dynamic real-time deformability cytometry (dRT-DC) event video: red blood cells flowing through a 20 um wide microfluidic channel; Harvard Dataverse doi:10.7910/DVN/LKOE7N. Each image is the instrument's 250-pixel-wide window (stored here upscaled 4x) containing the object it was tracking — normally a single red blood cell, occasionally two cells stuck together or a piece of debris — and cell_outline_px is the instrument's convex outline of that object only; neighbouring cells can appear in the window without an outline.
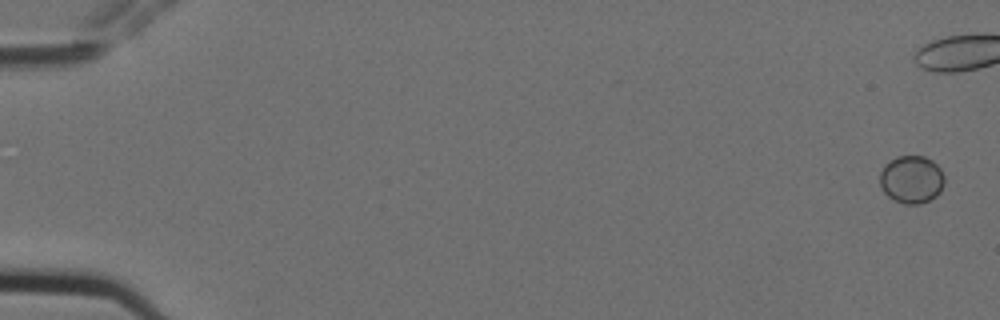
{"species": "Egyptian fruit bat (a non-hibernating species)", "species_latin": "Rousettus aegyptiacus", "temperature_condition": "cold", "stored_images_in_passage": 8, "camera_frame_rate_fps": 3000, "um_per_image_px": 0.085, "animal": {"sex": "female"}, "frame": {"image": 1, "passage_image": 1, "time_ms": 0.0, "image_size_px": [1000, 320], "cell_outline_px": [[944, 184], [940, 192], [936, 196], [920, 204], [904, 204], [888, 196], [884, 192], [880, 184], [880, 172], [884, 164], [896, 156], [924, 156], [932, 160], [940, 168], [944, 176]], "centroid_in_image_um": [77.48, 15.24], "position_along_channel_um": 7.5, "area_um2": 18.03}}
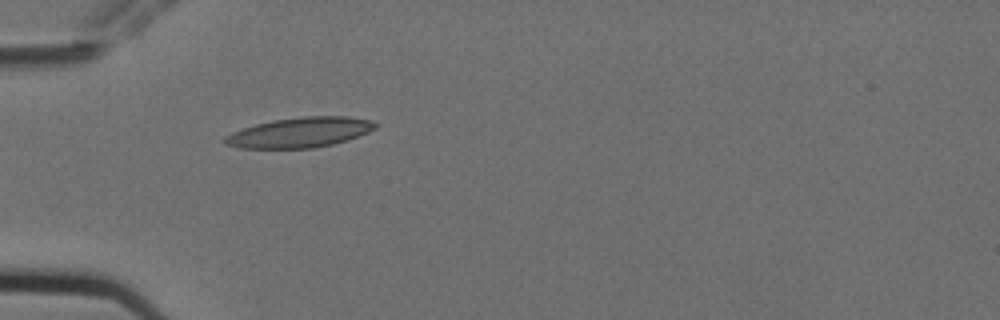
{"frame": {"image": 2, "passage_image": 7, "time_ms": 2.0, "image_size_px": [1000, 320], "cell_outline_px": [[380, 124], [376, 128], [368, 132], [348, 140], [332, 144], [312, 148], [240, 148], [224, 144], [224, 136], [232, 132], [256, 124], [272, 120], [304, 116], [348, 116], [368, 120]], "centroid_in_image_um": [25.49, 11.25], "position_along_channel_um": 59.5, "area_um2": 26.36}}